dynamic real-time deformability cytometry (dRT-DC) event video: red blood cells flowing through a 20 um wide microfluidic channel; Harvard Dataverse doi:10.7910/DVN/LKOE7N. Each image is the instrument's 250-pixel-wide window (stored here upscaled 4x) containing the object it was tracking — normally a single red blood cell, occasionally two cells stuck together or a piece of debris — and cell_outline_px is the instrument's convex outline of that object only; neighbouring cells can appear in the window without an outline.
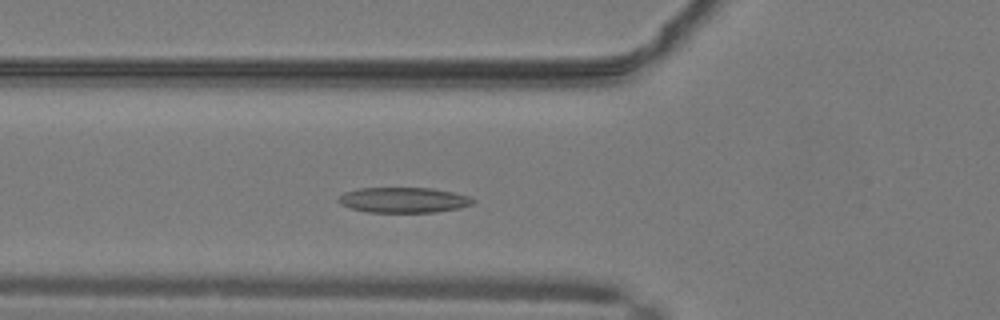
{"species": "common noctule bat (a hibernating species)", "species_latin": "Nyctalus noctula", "temperature_condition": "warm", "stored_images_in_passage": 42, "camera_frame_rate_fps": 3000, "um_per_image_px": 0.085, "animal": {"sex": "male", "body_mass_g": 19.2, "forearm_length_mm": 51.8}, "frame": {"image": 1, "passage_image": 10, "time_ms": 3.0, "image_size_px": [1000, 320], "cell_outline_px": [[476, 200], [472, 204], [460, 208], [436, 212], [368, 212], [352, 208], [340, 204], [336, 200], [344, 192], [356, 188], [432, 188], [452, 192], [468, 196]], "centroid_in_image_um": [34.29, 17.0], "position_along_channel_um": 91.5, "area_um2": 19.88}}
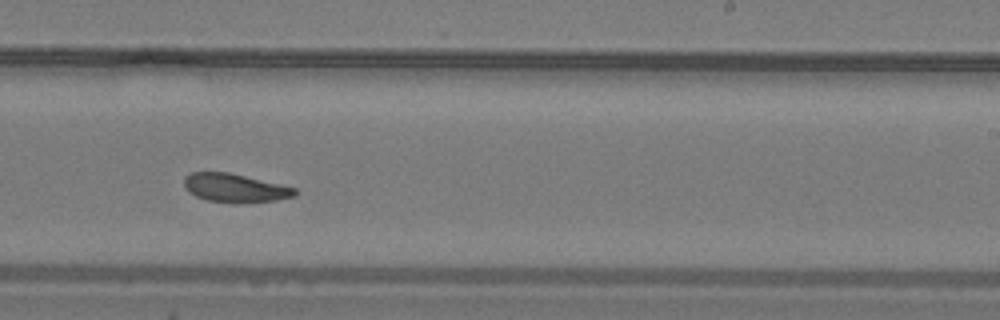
{"frame": {"image": 2, "passage_image": 23, "time_ms": 7.333, "image_size_px": [1000, 320], "cell_outline_px": [[296, 196], [276, 200], [236, 204], [208, 200], [196, 196], [188, 192], [184, 188], [184, 176], [192, 172], [228, 172], [280, 184], [296, 188]], "centroid_in_image_um": [19.95, 15.98], "position_along_channel_um": 269.0, "area_um2": 18.55}}
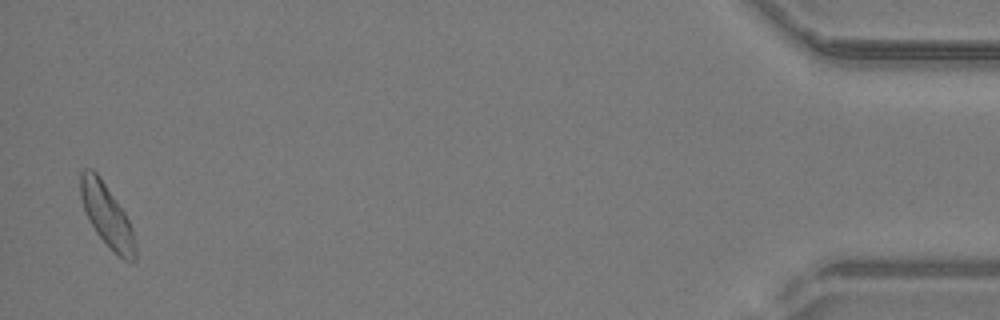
{"frame": {"image": 3, "passage_image": 41, "time_ms": 13.333, "image_size_px": [1000, 320], "cell_outline_px": [[136, 260], [124, 260], [96, 232], [88, 220], [80, 196], [80, 172], [84, 168], [92, 168], [100, 176], [124, 212], [132, 228], [136, 244]], "centroid_in_image_um": [9.07, 18.26], "position_along_channel_um": 426.1, "area_um2": 19.65}, "authors_computed_cell_mechanics": {"area_um2": 19.2185, "velocity_mm_per_s": 4.0861, "shape_relaxation_time_tau1_ms": 6.683, "shape_relaxation_time_tau2_ms": 3.9286, "deformation_change_tau1": 0.1499, "deformation_change_tau2": 0.1064}}